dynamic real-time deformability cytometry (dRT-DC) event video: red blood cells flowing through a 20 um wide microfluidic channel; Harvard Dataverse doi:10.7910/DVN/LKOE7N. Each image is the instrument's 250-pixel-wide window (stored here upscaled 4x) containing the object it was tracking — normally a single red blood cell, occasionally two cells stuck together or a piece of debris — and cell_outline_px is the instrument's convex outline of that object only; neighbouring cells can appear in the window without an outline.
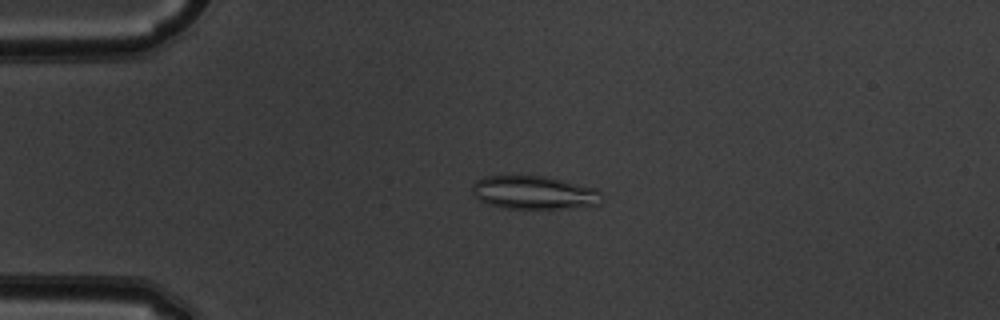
{"species": "common noctule bat (a hibernating species)", "species_latin": "Nyctalus noctula", "temperature_condition": "warm", "stored_images_in_passage": 52, "camera_frame_rate_fps": 3000, "um_per_image_px": 0.085, "animal": {"sex": "male", "body_mass_g": 19.5, "forearm_length_mm": 54.6}, "frame": {"image": 1, "passage_image": 13, "time_ms": 4.0, "image_size_px": [1000, 320], "cell_outline_px": [[604, 200], [600, 204], [568, 208], [504, 208], [488, 204], [480, 200], [472, 192], [472, 184], [476, 180], [484, 176], [544, 176], [596, 188], [604, 196]], "centroid_in_image_um": [45.41, 16.37], "position_along_channel_um": 39.6, "area_um2": 25.14}}
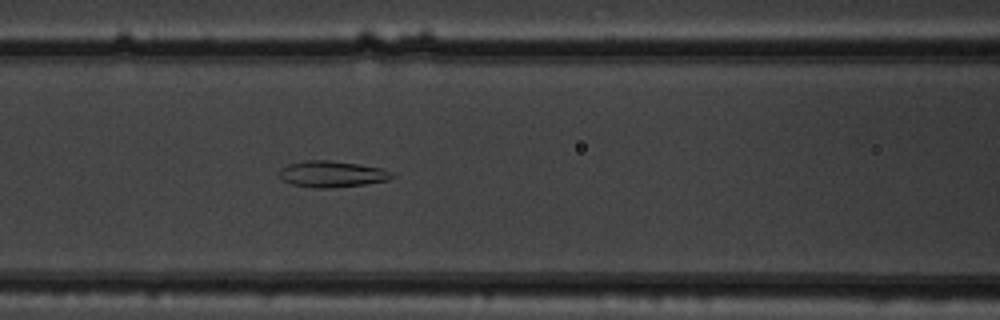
{"frame": {"image": 2, "passage_image": 23, "time_ms": 7.333, "image_size_px": [1000, 320], "cell_outline_px": [[396, 176], [388, 180], [364, 184], [332, 188], [312, 188], [292, 184], [284, 180], [280, 176], [280, 168], [288, 164], [304, 160], [328, 160], [356, 164], [380, 168], [392, 172]], "centroid_in_image_um": [28.21, 14.8], "position_along_channel_um": 138.4, "area_um2": 17.17}}
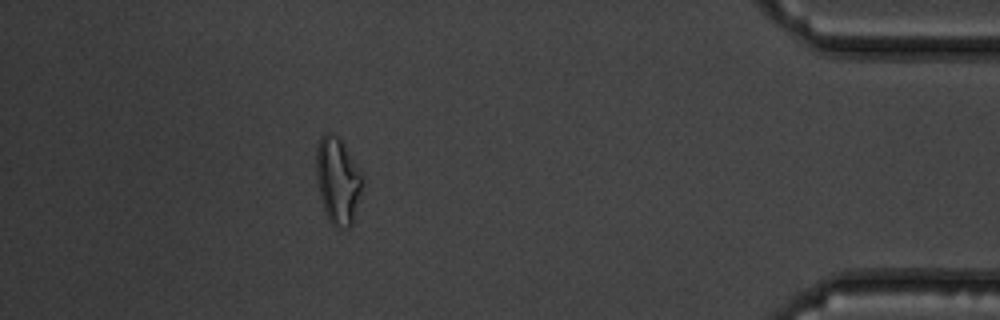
{"frame": {"image": 3, "passage_image": 47, "time_ms": 15.333, "image_size_px": [1000, 320], "cell_outline_px": [[364, 184], [352, 224], [348, 228], [336, 228], [328, 220], [320, 196], [316, 180], [316, 148], [320, 136], [324, 132], [332, 132], [344, 140], [364, 176]], "centroid_in_image_um": [28.73, 15.29], "position_along_channel_um": 406.5, "area_um2": 24.16}, "authors_computed_cell_mechanics": {"area_um2": 21.4149, "velocity_mm_per_s": 3.9313, "shape_relaxation_time_tau1_ms": null, "shape_relaxation_time_tau2_ms": 2.2213, "deformation_change_tau1": null, "deformation_change_tau2": 0.0887}}